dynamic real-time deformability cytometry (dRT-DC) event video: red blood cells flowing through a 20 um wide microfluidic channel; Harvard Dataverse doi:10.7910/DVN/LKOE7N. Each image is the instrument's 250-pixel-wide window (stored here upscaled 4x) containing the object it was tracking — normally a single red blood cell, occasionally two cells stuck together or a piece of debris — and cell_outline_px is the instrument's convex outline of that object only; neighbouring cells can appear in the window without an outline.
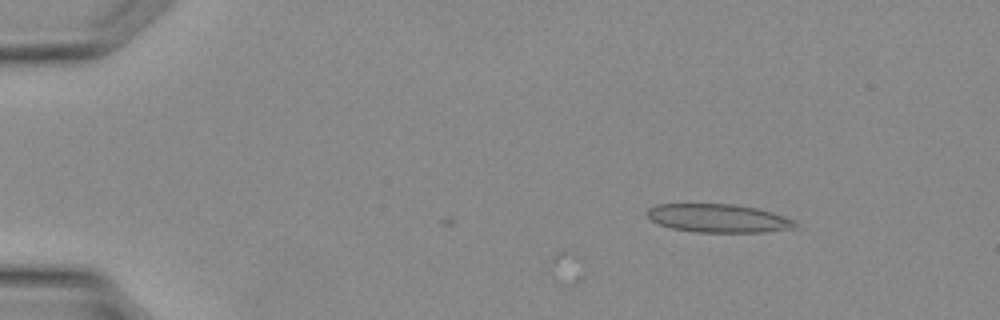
{"species": "Egyptian fruit bat (a non-hibernating species)", "species_latin": "Rousettus aegyptiacus", "temperature_condition": "warm", "stored_images_in_passage": 4, "camera_frame_rate_fps": 3000, "um_per_image_px": 0.085, "animal": {"sex": "female"}, "frame": {"image": 1, "passage_image": 4, "time_ms": 1.0, "image_size_px": [1000, 320], "cell_outline_px": [[796, 224], [792, 228], [764, 232], [696, 232], [672, 228], [656, 224], [648, 216], [648, 208], [656, 204], [736, 204], [756, 208], [772, 212], [796, 220]], "centroid_in_image_um": [61.04, 18.55], "position_along_channel_um": 24.0, "area_um2": 24.45}}